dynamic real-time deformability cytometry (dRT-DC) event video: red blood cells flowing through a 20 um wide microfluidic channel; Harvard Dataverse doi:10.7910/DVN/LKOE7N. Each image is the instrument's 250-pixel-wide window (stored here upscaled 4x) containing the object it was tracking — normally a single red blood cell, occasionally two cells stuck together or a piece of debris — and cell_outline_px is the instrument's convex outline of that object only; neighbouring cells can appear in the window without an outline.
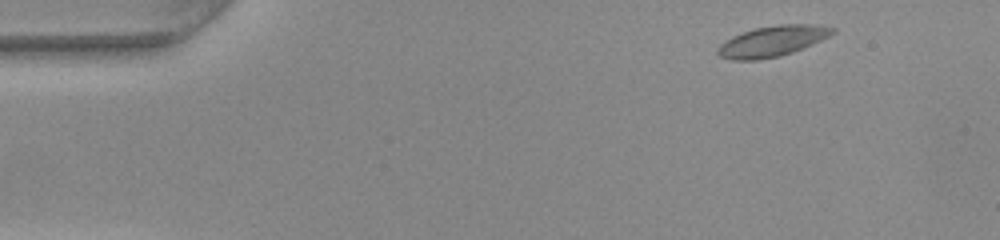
{"species": "common noctule bat (a hibernating species)", "species_latin": "Nyctalus noctula", "temperature_condition": "warm", "stored_images_in_passage": 49, "segment_of_instrument_passage": [1, 2], "camera_frame_rate_fps": 3000, "um_per_image_px": 0.085, "animal": {"sex": "female", "body_mass_g": 22.0, "forearm_length_mm": 56.7}, "frame": {"image": 1, "passage_image": 3, "time_ms": 0.667, "image_size_px": [1000, 240], "cell_outline_px": [[836, 32], [820, 40], [792, 52], [780, 56], [756, 60], [732, 60], [720, 56], [716, 52], [716, 48], [720, 44], [732, 36], [756, 28], [780, 24], [812, 24], [836, 28]], "centroid_in_image_um": [65.62, 3.5], "position_along_channel_um": 19.4, "area_um2": 20.29}}
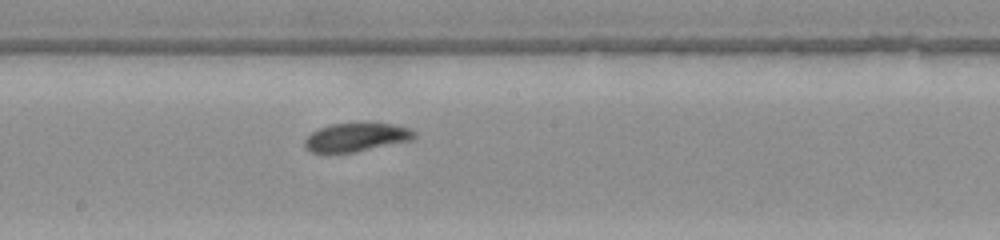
{"frame": {"image": 2, "passage_image": 25, "time_ms": 8.0, "image_size_px": [1000, 240], "cell_outline_px": [[416, 136], [412, 140], [356, 152], [312, 152], [304, 144], [304, 140], [312, 132], [328, 124], [396, 124], [408, 128], [416, 132]], "centroid_in_image_um": [30.31, 11.67], "position_along_channel_um": 217.9, "area_um2": 17.92}}
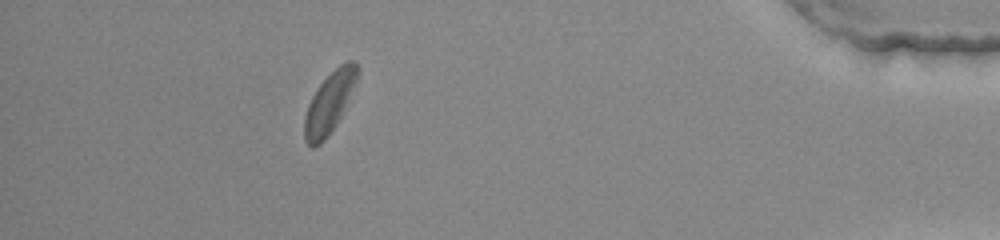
{"frame": {"image": 3, "passage_image": 43, "time_ms": 14.0, "image_size_px": [1000, 240], "cell_outline_px": [[360, 72], [340, 116], [336, 124], [328, 136], [320, 144], [312, 148], [304, 140], [304, 116], [308, 104], [316, 88], [340, 64], [348, 60], [356, 60], [360, 68]], "centroid_in_image_um": [27.99, 8.71], "position_along_channel_um": 407.2, "area_um2": 18.61}}